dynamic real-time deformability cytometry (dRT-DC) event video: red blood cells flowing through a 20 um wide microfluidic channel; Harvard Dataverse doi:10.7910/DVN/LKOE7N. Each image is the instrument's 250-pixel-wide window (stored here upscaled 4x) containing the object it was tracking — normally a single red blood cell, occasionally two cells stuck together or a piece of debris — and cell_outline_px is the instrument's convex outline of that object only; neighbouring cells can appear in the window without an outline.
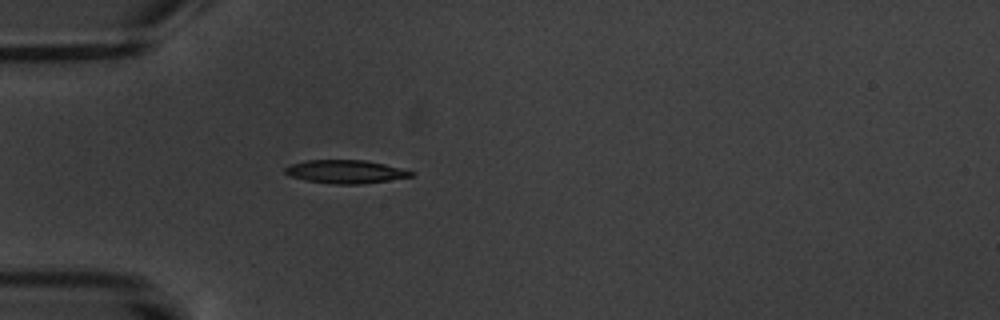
{"species": "common noctule bat (a hibernating species)", "species_latin": "Nyctalus noctula", "temperature_condition": "warm", "stored_images_in_passage": 6, "camera_frame_rate_fps": 3000, "um_per_image_px": 0.085, "animal": {"sex": "male", "body_mass_g": 20.1, "forearm_length_mm": 53.5}, "frame": {"image": 1, "passage_image": 6, "time_ms": 5.667, "image_size_px": [1000, 320], "cell_outline_px": [[416, 172], [412, 176], [388, 180], [360, 184], [332, 184], [304, 180], [288, 176], [284, 172], [284, 168], [292, 164], [308, 160], [364, 160], [384, 164]], "centroid_in_image_um": [29.33, 14.59], "position_along_channel_um": 55.7, "area_um2": 17.05}}